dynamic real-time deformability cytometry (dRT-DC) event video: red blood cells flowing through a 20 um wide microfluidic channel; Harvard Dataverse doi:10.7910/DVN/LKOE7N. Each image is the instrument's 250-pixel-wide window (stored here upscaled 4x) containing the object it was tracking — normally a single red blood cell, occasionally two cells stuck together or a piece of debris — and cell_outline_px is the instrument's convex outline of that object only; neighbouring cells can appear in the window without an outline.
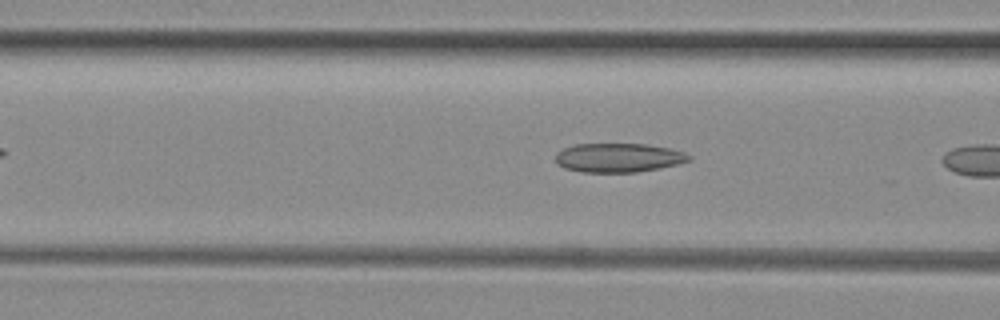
{"species": "common noctule bat (a hibernating species)", "species_latin": "Nyctalus noctula", "temperature_condition": "room temperature", "stored_images_in_passage": 18, "camera_frame_rate_fps": 3000, "um_per_image_px": 0.085, "animal": {"sex": "female", "body_mass_g": 29.2, "forearm_length_mm": 56.3}, "frame": {"image": 1, "passage_image": 12, "time_ms": 3.667, "image_size_px": [1000, 320], "cell_outline_px": [[692, 160], [660, 168], [636, 172], [580, 172], [564, 168], [556, 164], [556, 152], [564, 148], [576, 144], [648, 144], [672, 148], [684, 152], [692, 156]], "centroid_in_image_um": [52.58, 13.4], "position_along_channel_um": 114.0, "area_um2": 22.77}}
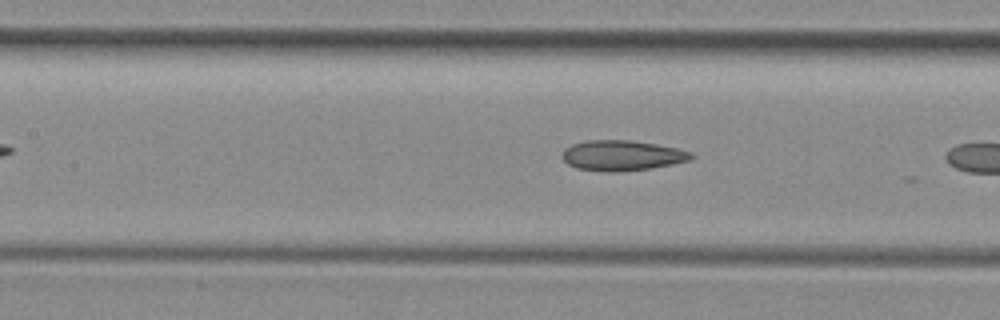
{"frame": {"image": 2, "passage_image": 15, "time_ms": 4.667, "image_size_px": [1000, 320], "cell_outline_px": [[696, 156], [688, 160], [672, 164], [648, 168], [612, 172], [608, 172], [576, 168], [568, 164], [560, 156], [564, 148], [572, 144], [584, 140], [632, 140], [656, 144], [676, 148], [692, 152]], "centroid_in_image_um": [52.83, 13.2], "position_along_channel_um": 154.6, "area_um2": 22.77}}